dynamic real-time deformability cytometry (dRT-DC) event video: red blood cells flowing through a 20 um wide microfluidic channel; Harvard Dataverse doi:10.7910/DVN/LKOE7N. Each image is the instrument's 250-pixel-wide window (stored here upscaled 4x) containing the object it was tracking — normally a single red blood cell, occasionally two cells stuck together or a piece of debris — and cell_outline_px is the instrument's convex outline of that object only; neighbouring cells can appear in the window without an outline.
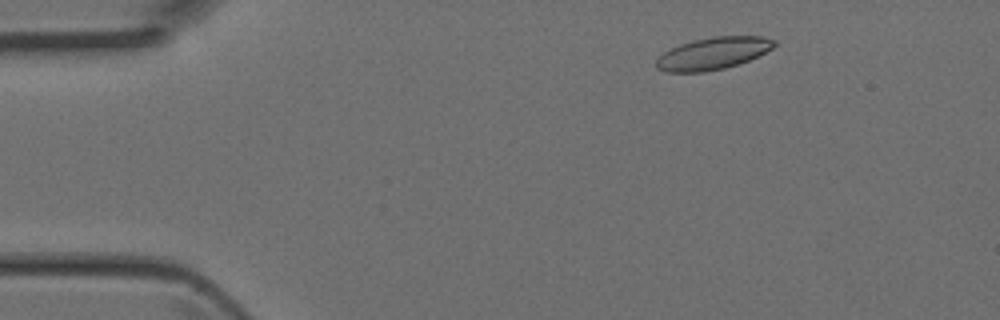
{"species": "Egyptian fruit bat (a non-hibernating species)", "species_latin": "Rousettus aegyptiacus", "temperature_condition": "room temperature", "stored_images_in_passage": 2, "camera_frame_rate_fps": 3000, "um_per_image_px": 0.085, "animal": {"sex": "female"}, "frame": {"image": 1, "passage_image": 2, "time_ms": 0.333, "image_size_px": [1000, 320], "cell_outline_px": [[776, 44], [772, 48], [748, 60], [724, 68], [704, 72], [664, 72], [656, 68], [656, 60], [664, 52], [680, 44], [692, 40], [716, 36], [764, 36], [776, 40]], "centroid_in_image_um": [60.59, 4.53], "position_along_channel_um": 24.4, "area_um2": 21.96}}